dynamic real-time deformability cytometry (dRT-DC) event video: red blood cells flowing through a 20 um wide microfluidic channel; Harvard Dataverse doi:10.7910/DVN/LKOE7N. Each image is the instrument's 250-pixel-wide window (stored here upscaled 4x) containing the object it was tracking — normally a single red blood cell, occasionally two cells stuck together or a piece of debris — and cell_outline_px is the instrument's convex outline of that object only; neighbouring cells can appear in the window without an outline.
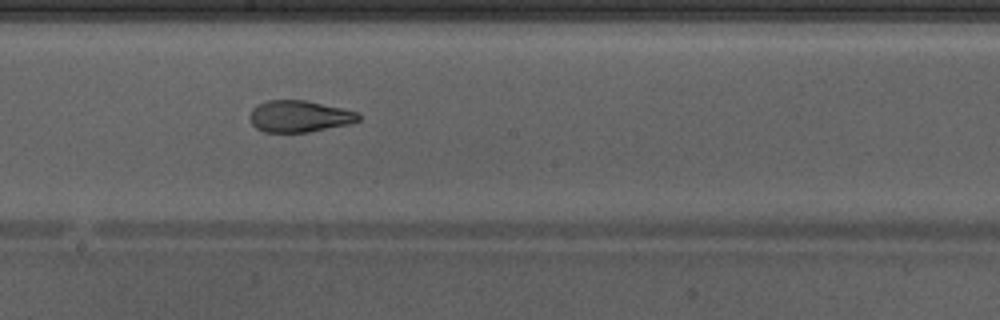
{"species": "Egyptian fruit bat (a non-hibernating species)", "species_latin": "Rousettus aegyptiacus", "temperature_condition": "warm", "stored_images_in_passage": 22, "camera_frame_rate_fps": 3000, "um_per_image_px": 0.085, "animal": {"sex": "male"}, "frame": {"image": 1, "passage_image": 13, "time_ms": 4.0, "image_size_px": [1000, 320], "cell_outline_px": [[360, 120], [352, 124], [308, 132], [264, 132], [256, 128], [252, 124], [248, 116], [252, 108], [256, 104], [268, 100], [304, 100], [344, 108], [360, 112]], "centroid_in_image_um": [25.46, 9.88], "position_along_channel_um": 222.7, "area_um2": 20.4}}
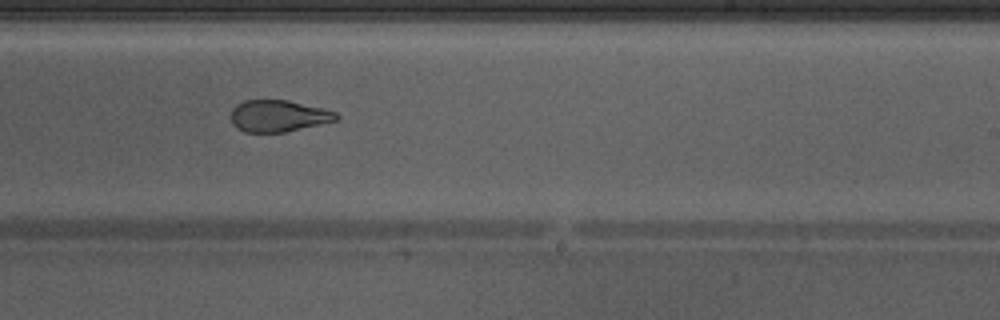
{"frame": {"image": 2, "passage_image": 16, "time_ms": 5.0, "image_size_px": [1000, 320], "cell_outline_px": [[340, 116], [336, 120], [320, 124], [284, 132], [244, 132], [236, 128], [232, 124], [232, 108], [236, 104], [244, 100], [288, 100], [324, 108], [336, 112]], "centroid_in_image_um": [23.65, 9.85], "position_along_channel_um": 265.3, "area_um2": 19.48}}